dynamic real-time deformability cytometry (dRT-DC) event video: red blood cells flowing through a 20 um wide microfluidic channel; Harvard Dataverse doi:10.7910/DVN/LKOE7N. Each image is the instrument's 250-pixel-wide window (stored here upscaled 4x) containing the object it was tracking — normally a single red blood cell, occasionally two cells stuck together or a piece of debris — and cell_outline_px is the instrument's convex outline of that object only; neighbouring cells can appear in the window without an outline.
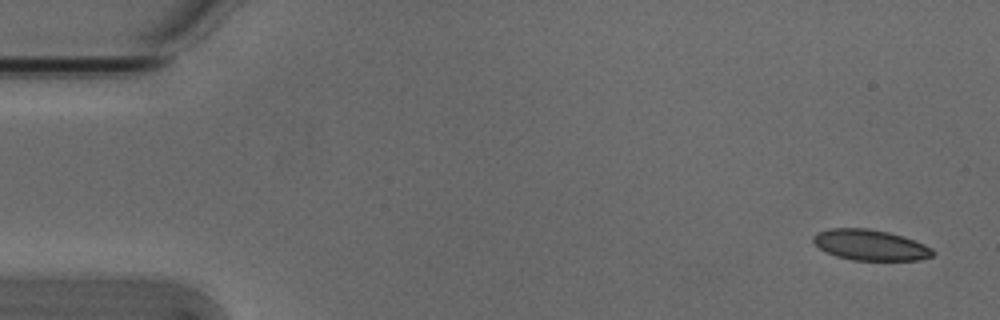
{"species": "Egyptian fruit bat (a non-hibernating species)", "species_latin": "Rousettus aegyptiacus", "temperature_condition": "cold", "stored_images_in_passage": 52, "camera_frame_rate_fps": 3000, "um_per_image_px": 0.085, "animal": {"sex": "male"}, "frame": {"image": 1, "passage_image": 1, "time_ms": 0.0, "image_size_px": [1000, 320], "cell_outline_px": [[936, 252], [932, 256], [920, 260], [852, 260], [836, 256], [824, 252], [812, 240], [812, 236], [816, 232], [832, 228], [868, 228], [888, 232], [904, 236], [924, 244], [932, 248]], "centroid_in_image_um": [73.97, 20.82], "position_along_channel_um": 11.0, "area_um2": 21.56}}
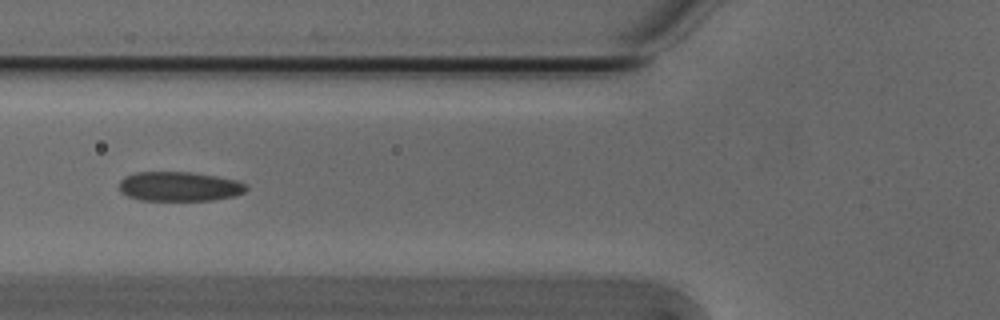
{"frame": {"image": 2, "passage_image": 19, "time_ms": 6.0, "image_size_px": [1000, 320], "cell_outline_px": [[248, 188], [244, 192], [232, 196], [212, 200], [140, 200], [128, 196], [120, 192], [120, 180], [124, 176], [136, 172], [192, 172], [216, 176], [236, 180], [248, 184]], "centroid_in_image_um": [15.23, 15.84], "position_along_channel_um": 110.6, "area_um2": 21.85}}
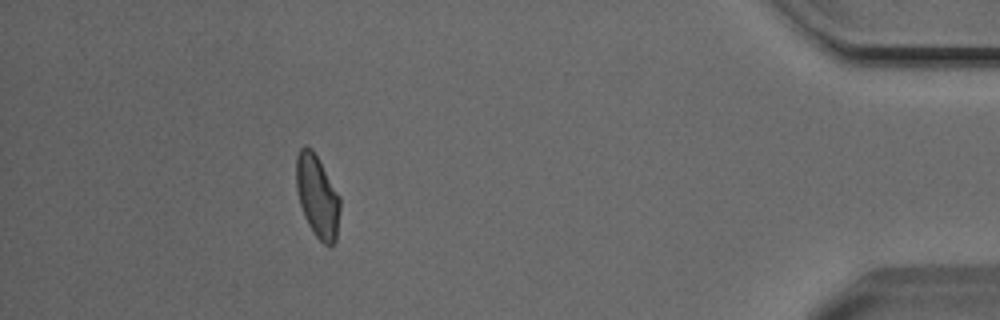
{"frame": {"image": 3, "passage_image": 47, "time_ms": 15.333, "image_size_px": [1000, 320], "cell_outline_px": [[340, 208], [336, 240], [332, 244], [324, 244], [316, 236], [308, 224], [304, 216], [300, 204], [296, 188], [296, 156], [300, 148], [304, 144], [312, 148], [340, 196]], "centroid_in_image_um": [26.96, 16.65], "position_along_channel_um": 408.2, "area_um2": 20.98}, "authors_computed_cell_mechanics": {"area_um2": 21.8773, "velocity_mm_per_s": 3.8005, "shape_relaxation_time_tau1_ms": 8.8653, "shape_relaxation_time_tau2_ms": 2.9475, "deformation_change_tau1": 0.1491, "deformation_change_tau2": 0.0893}}